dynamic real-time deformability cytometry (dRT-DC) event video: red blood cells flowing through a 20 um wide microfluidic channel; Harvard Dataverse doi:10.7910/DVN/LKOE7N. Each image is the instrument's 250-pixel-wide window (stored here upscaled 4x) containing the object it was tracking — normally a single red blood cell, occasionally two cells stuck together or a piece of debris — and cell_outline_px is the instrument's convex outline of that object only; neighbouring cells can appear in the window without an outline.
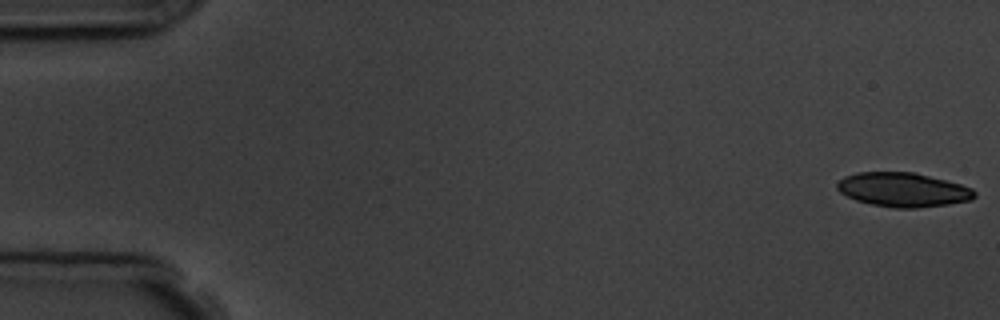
{"species": "common noctule bat (a hibernating species)", "species_latin": "Nyctalus noctula", "temperature_condition": "room temperature", "stored_images_in_passage": 4, "camera_frame_rate_fps": 3000, "um_per_image_px": 0.085, "animal": {"sex": "male", "body_mass_g": 19.5, "forearm_length_mm": 54.6}, "frame": {"image": 1, "passage_image": 1, "time_ms": 0.0, "image_size_px": [1000, 320], "cell_outline_px": [[976, 196], [972, 200], [948, 204], [916, 208], [892, 208], [872, 204], [856, 200], [840, 192], [836, 188], [836, 184], [844, 176], [856, 172], [912, 172], [960, 184], [972, 188], [976, 192]], "centroid_in_image_um": [76.75, 16.13], "position_along_channel_um": 8.3, "area_um2": 27.28}}
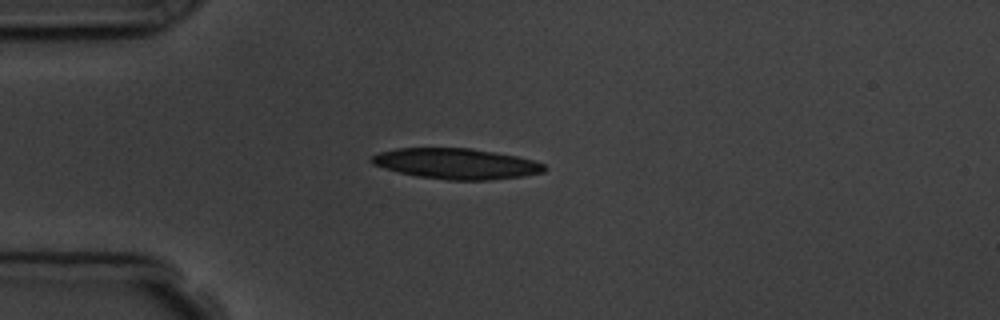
{"frame": {"image": 2, "passage_image": 4, "time_ms": 4.333, "image_size_px": [1000, 320], "cell_outline_px": [[548, 168], [544, 172], [524, 176], [488, 180], [448, 180], [416, 176], [384, 168], [372, 164], [368, 160], [372, 156], [380, 152], [396, 148], [468, 148], [516, 156], [532, 160], [544, 164]], "centroid_in_image_um": [38.77, 13.92], "position_along_channel_um": 46.2, "area_um2": 30.75}}